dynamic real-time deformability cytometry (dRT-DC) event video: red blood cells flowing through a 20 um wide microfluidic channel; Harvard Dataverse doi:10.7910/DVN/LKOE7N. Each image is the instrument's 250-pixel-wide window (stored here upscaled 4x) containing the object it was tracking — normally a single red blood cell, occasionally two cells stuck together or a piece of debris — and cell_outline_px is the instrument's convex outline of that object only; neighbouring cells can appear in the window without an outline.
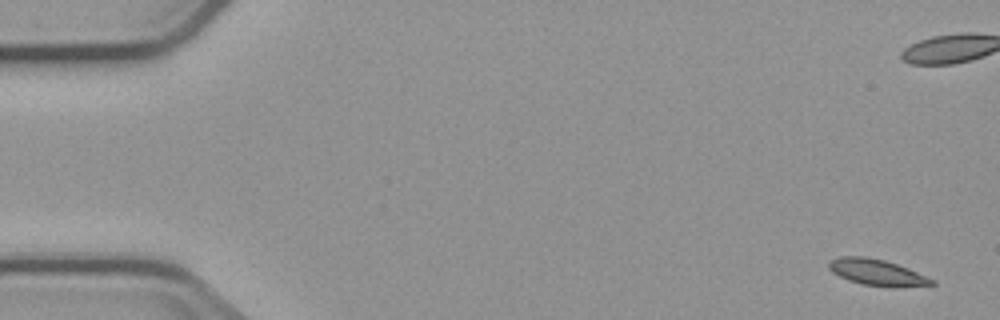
{"species": "common noctule bat (a hibernating species)", "species_latin": "Nyctalus noctula", "temperature_condition": "cold", "stored_images_in_passage": 4, "camera_frame_rate_fps": 3000, "um_per_image_px": 0.085, "animal": {"sex": "male", "body_mass_g": 23.1, "forearm_length_mm": 52.7}, "frame": {"image": 1, "passage_image": 1, "time_ms": 0.0, "image_size_px": [1000, 320], "cell_outline_px": [[936, 284], [896, 288], [892, 288], [860, 284], [848, 280], [832, 272], [828, 268], [828, 260], [840, 256], [864, 256], [884, 260], [908, 268], [936, 280]], "centroid_in_image_um": [74.54, 23.16], "position_along_channel_um": 10.5, "area_um2": 16.01}}